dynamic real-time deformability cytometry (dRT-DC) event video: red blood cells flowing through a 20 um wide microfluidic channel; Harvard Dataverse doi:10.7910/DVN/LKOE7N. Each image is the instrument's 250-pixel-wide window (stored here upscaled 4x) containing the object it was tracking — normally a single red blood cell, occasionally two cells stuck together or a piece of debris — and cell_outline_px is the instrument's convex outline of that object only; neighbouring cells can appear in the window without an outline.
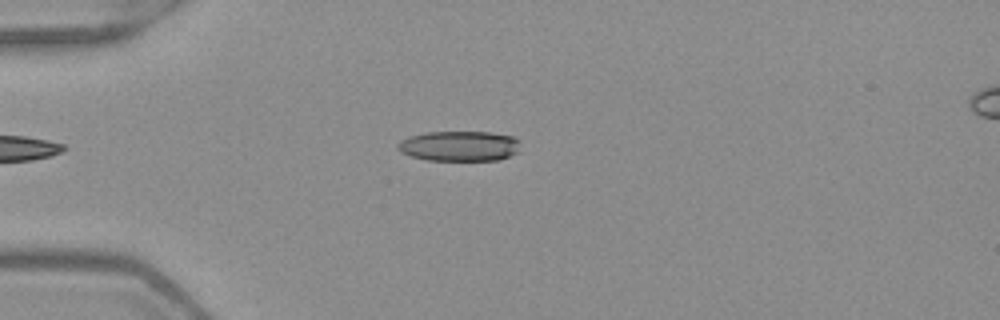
{"species": "Egyptian fruit bat (a non-hibernating species)", "species_latin": "Rousettus aegyptiacus", "temperature_condition": "warm", "stored_images_in_passage": 44, "camera_frame_rate_fps": 3000, "um_per_image_px": 0.085, "frame": {"image": 1, "passage_image": 7, "time_ms": 2.0, "image_size_px": [1000, 320], "cell_outline_px": [[520, 140], [516, 152], [500, 160], [424, 160], [400, 152], [396, 148], [396, 144], [400, 140], [424, 132], [488, 132], [512, 136]], "centroid_in_image_um": [39.01, 12.41], "position_along_channel_um": 46.0, "area_um2": 21.56}}
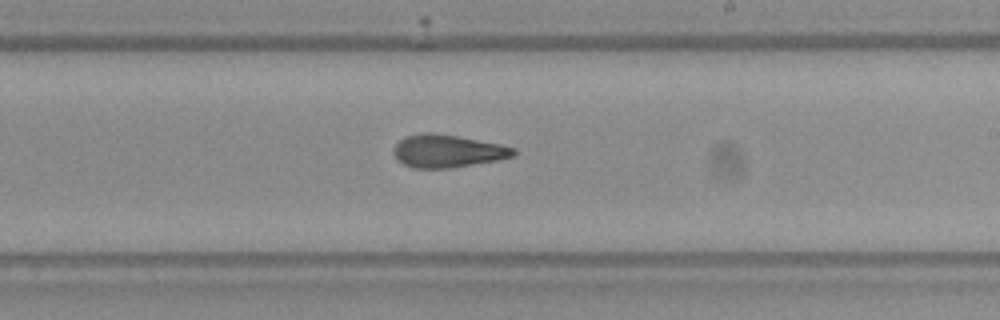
{"frame": {"image": 2, "passage_image": 24, "time_ms": 7.667, "image_size_px": [1000, 320], "cell_outline_px": [[516, 152], [512, 156], [496, 160], [452, 168], [412, 168], [396, 160], [392, 152], [396, 144], [404, 136], [424, 132], [432, 132], [456, 136], [500, 144], [516, 148]], "centroid_in_image_um": [37.98, 12.84], "position_along_channel_um": 251.0, "area_um2": 22.89}}
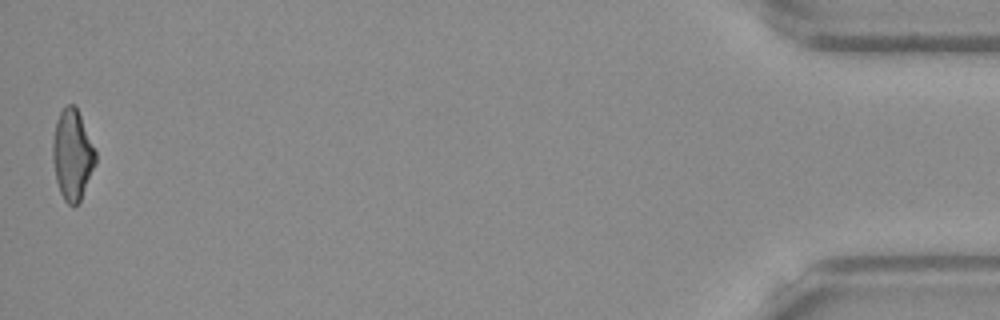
{"frame": {"image": 3, "passage_image": 44, "time_ms": 14.333, "image_size_px": [1000, 320], "cell_outline_px": [[96, 164], [80, 200], [72, 208], [64, 200], [60, 192], [56, 180], [52, 160], [52, 144], [56, 120], [60, 112], [68, 104], [76, 104], [96, 152]], "centroid_in_image_um": [6.15, 13.15], "position_along_channel_um": 429.1, "area_um2": 22.66}, "authors_computed_cell_mechanics": {"area_um2": 22.7732, "velocity_mm_per_s": 4.0128, "shape_relaxation_time_tau1_ms": null, "shape_relaxation_time_tau2_ms": 3.1094, "deformation_change_tau1": null, "deformation_change_tau2": 0.118}}